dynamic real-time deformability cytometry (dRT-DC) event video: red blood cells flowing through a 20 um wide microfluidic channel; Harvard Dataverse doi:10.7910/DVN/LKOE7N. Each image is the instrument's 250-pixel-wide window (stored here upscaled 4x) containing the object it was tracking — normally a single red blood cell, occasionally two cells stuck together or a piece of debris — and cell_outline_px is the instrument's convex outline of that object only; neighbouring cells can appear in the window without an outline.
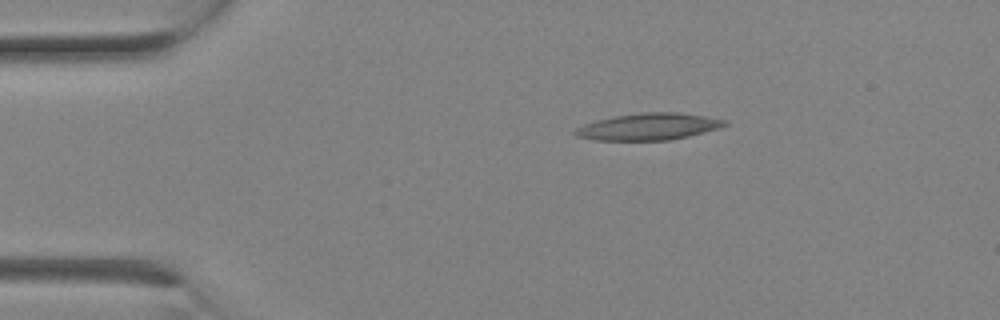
{"species": "Egyptian fruit bat (a non-hibernating species)", "species_latin": "Rousettus aegyptiacus", "temperature_condition": "room temperature", "stored_images_in_passage": 2, "camera_frame_rate_fps": 3000, "um_per_image_px": 0.085, "animal": {"sex": "female"}, "frame": {"image": 1, "passage_image": 1, "time_ms": 0.0, "image_size_px": [1000, 320], "cell_outline_px": [[728, 124], [720, 128], [688, 136], [668, 140], [596, 140], [576, 136], [572, 132], [576, 128], [584, 124], [596, 120], [612, 116], [644, 112], [676, 112], [704, 116], [728, 120]], "centroid_in_image_um": [55.12, 10.76], "position_along_channel_um": 29.9, "area_um2": 23.35}}
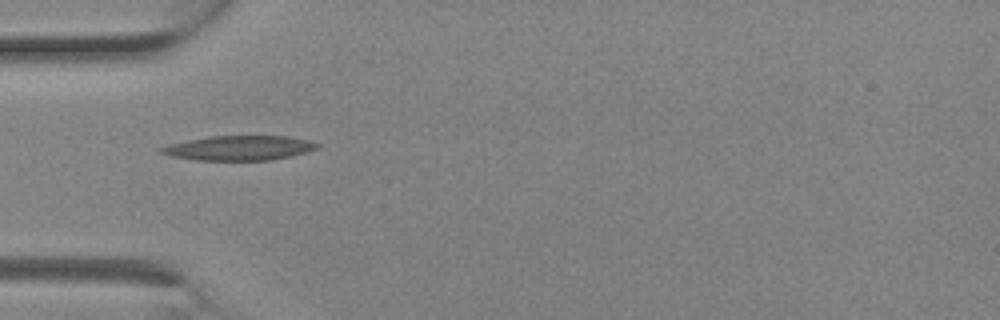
{"frame": {"image": 2, "passage_image": 2, "time_ms": 0.333, "image_size_px": [1000, 320], "cell_outline_px": [[320, 148], [308, 152], [292, 156], [272, 160], [196, 160], [172, 156], [160, 152], [160, 148], [172, 144], [188, 140], [208, 136], [288, 136], [312, 140], [320, 144]], "centroid_in_image_um": [20.44, 12.57], "position_along_channel_um": 64.6, "area_um2": 22.48}}